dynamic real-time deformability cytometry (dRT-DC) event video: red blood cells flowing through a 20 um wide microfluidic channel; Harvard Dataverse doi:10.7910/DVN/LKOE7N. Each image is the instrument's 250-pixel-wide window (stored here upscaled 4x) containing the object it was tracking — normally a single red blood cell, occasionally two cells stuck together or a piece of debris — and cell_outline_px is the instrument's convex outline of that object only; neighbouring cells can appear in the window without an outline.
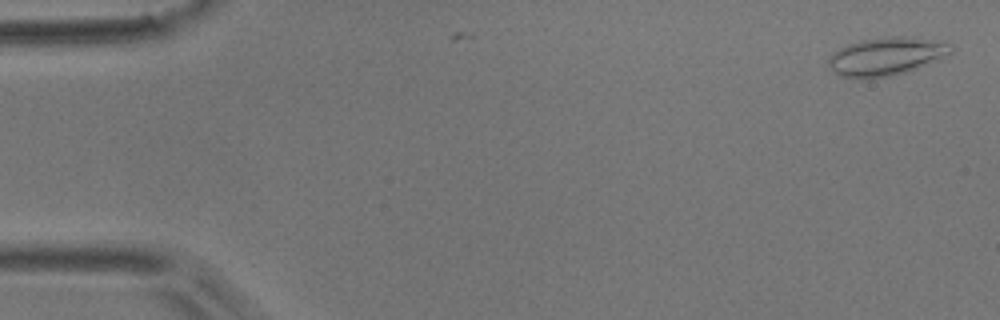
{"species": "common noctule bat (a hibernating species)", "species_latin": "Nyctalus noctula", "temperature_condition": "room temperature", "stored_images_in_passage": 4, "camera_frame_rate_fps": 3000, "um_per_image_px": 0.085, "animal": {"sex": "male", "body_mass_g": 17.9}, "frame": {"image": 1, "passage_image": 1, "time_ms": 0.0, "image_size_px": [1000, 320], "cell_outline_px": [[952, 52], [936, 60], [908, 72], [868, 80], [840, 76], [832, 72], [828, 64], [828, 56], [832, 52], [848, 44], [860, 40], [888, 36], [912, 36], [948, 44], [952, 48]], "centroid_in_image_um": [75.24, 4.81], "position_along_channel_um": 9.8, "area_um2": 27.4}}